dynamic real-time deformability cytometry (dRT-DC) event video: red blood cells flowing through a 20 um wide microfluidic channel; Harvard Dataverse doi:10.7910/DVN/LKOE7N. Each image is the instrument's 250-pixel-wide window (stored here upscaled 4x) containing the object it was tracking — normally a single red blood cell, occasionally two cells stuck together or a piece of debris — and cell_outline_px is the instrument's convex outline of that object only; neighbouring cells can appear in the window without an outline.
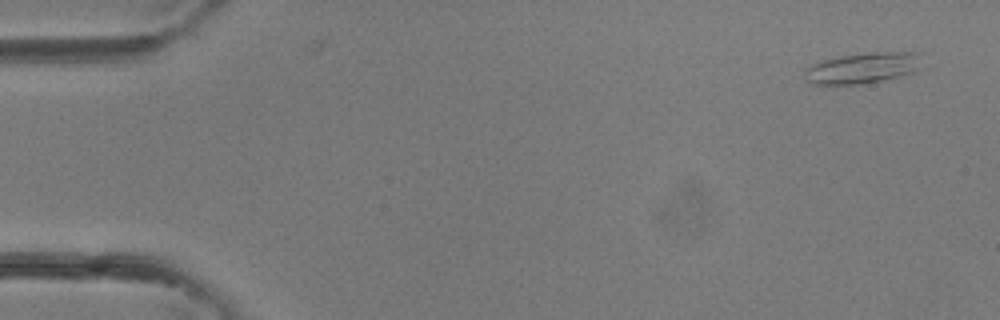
{"species": "common noctule bat (a hibernating species)", "species_latin": "Nyctalus noctula", "temperature_condition": "room temperature", "stored_images_in_passage": 4, "camera_frame_rate_fps": 3000, "um_per_image_px": 0.085, "animal": {"sex": "female"}, "frame": {"image": 1, "passage_image": 4, "time_ms": 1.0, "image_size_px": [1000, 320], "cell_outline_px": [[924, 52], [916, 72], [900, 76], [860, 84], [808, 84], [804, 76], [804, 72], [812, 64], [824, 60], [844, 56], [872, 52]], "centroid_in_image_um": [73.36, 5.78], "position_along_channel_um": 11.6, "area_um2": 20.98}}